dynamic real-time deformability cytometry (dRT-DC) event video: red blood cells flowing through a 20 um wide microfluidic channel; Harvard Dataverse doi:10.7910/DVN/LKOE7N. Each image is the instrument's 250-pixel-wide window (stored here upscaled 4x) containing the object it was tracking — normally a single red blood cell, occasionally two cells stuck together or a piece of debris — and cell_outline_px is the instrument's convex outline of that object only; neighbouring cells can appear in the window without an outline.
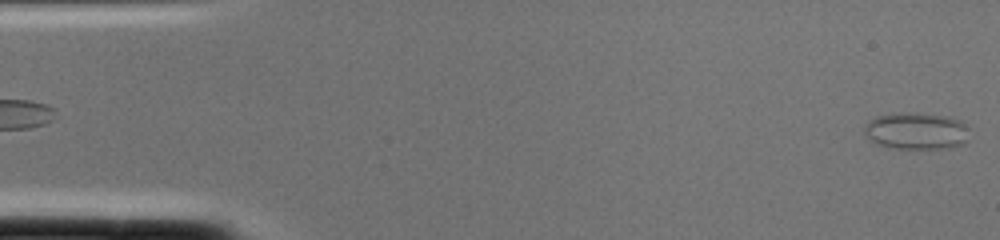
{"species": "common noctule bat (a hibernating species)", "species_latin": "Nyctalus noctula", "temperature_condition": "cold", "stored_images_in_passage": 3, "camera_frame_rate_fps": 3000, "um_per_image_px": 0.085, "animal": {"sex": "female", "body_mass_g": 22.0, "forearm_length_mm": 56.7}, "frame": {"image": 1, "passage_image": 3, "time_ms": 0.667, "image_size_px": [1000, 240], "cell_outline_px": [[968, 140], [964, 144], [948, 148], [896, 148], [876, 144], [864, 132], [864, 128], [868, 120], [876, 116], [916, 112], [948, 116], [964, 120]], "centroid_in_image_um": [77.92, 11.12], "position_along_channel_um": 7.1, "area_um2": 22.54}}